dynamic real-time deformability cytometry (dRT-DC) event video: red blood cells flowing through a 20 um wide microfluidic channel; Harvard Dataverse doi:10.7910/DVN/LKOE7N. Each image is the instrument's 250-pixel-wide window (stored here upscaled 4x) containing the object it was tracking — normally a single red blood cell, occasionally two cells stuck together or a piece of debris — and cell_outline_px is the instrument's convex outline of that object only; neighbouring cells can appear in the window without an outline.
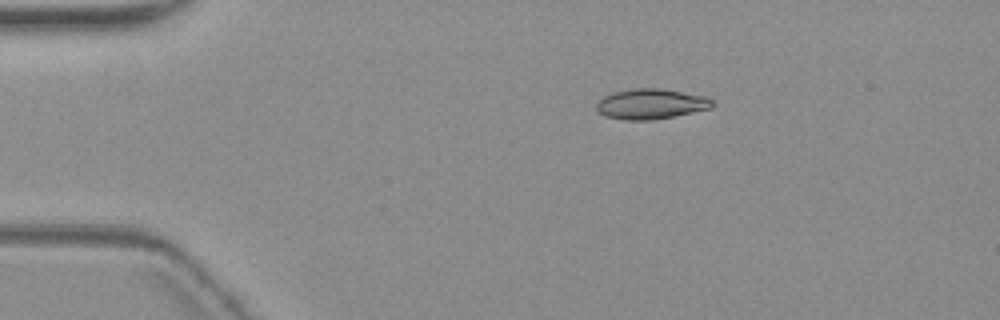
{"species": "common noctule bat (a hibernating species)", "species_latin": "Nyctalus noctula", "temperature_condition": "warm", "stored_images_in_passage": 5, "camera_frame_rate_fps": 3000, "um_per_image_px": 0.085, "animal": {"sex": "female", "body_mass_g": 19.3, "forearm_length_mm": 54.1}, "frame": {"image": 1, "passage_image": 3, "time_ms": 2.333, "image_size_px": [1000, 320], "cell_outline_px": [[716, 104], [712, 108], [652, 120], [624, 120], [604, 116], [596, 108], [596, 104], [604, 96], [612, 92], [636, 88], [660, 88], [704, 96], [712, 100]], "centroid_in_image_um": [55.32, 8.83], "position_along_channel_um": 29.7, "area_um2": 20.35}}